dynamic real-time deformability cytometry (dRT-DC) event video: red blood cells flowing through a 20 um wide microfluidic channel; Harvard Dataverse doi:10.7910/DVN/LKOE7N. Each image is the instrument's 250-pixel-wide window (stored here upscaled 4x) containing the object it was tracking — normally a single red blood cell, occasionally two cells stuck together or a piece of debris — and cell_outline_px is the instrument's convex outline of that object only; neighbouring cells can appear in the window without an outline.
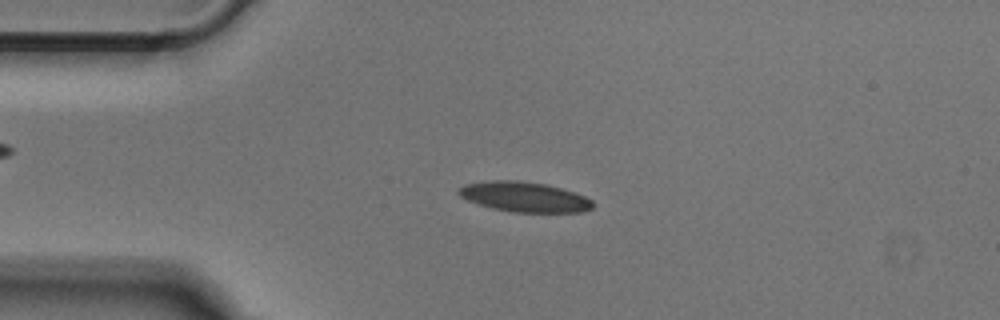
{"species": "Egyptian fruit bat (a non-hibernating species)", "species_latin": "Rousettus aegyptiacus", "temperature_condition": "cold", "stored_images_in_passage": 50, "camera_frame_rate_fps": 3000, "um_per_image_px": 0.085, "animal": {"sex": "male"}, "frame": {"image": 1, "passage_image": 11, "time_ms": 3.333, "image_size_px": [1000, 320], "cell_outline_px": [[596, 204], [592, 208], [584, 212], [512, 212], [492, 208], [468, 200], [460, 196], [456, 192], [456, 188], [464, 184], [488, 180], [516, 180], [544, 184], [560, 188], [584, 196], [592, 200]], "centroid_in_image_um": [44.54, 16.73], "position_along_channel_um": 40.5, "area_um2": 23.52}}
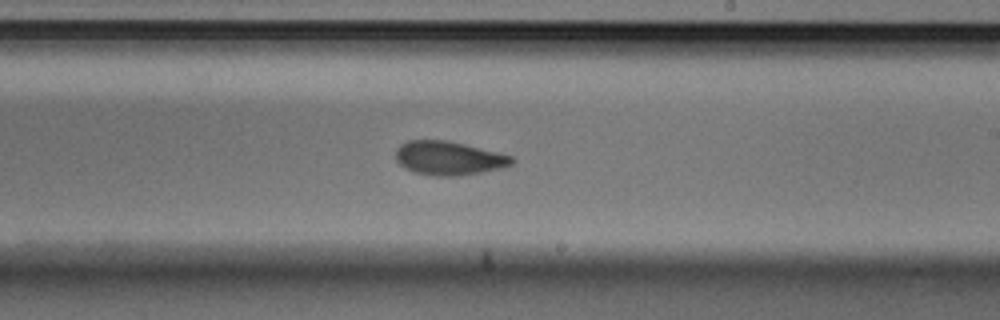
{"frame": {"image": 2, "passage_image": 29, "time_ms": 9.333, "image_size_px": [1000, 320], "cell_outline_px": [[516, 160], [512, 164], [504, 168], [460, 176], [436, 176], [416, 172], [404, 168], [396, 160], [396, 148], [400, 144], [408, 140], [448, 140], [512, 156]], "centroid_in_image_um": [38.15, 13.44], "position_along_channel_um": 250.9, "area_um2": 22.95}}
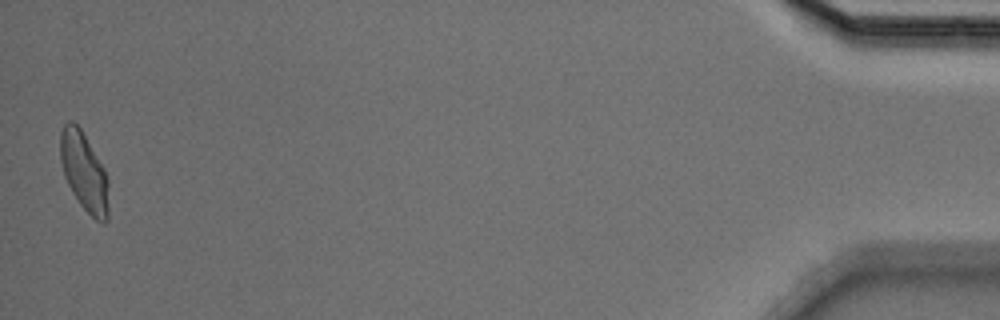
{"frame": {"image": 3, "passage_image": 50, "time_ms": 16.333, "image_size_px": [1000, 320], "cell_outline_px": [[108, 220], [104, 224], [96, 220], [80, 204], [72, 192], [64, 176], [60, 160], [60, 132], [64, 124], [68, 120], [72, 120], [80, 128], [104, 168], [108, 180]], "centroid_in_image_um": [7.14, 14.6], "position_along_channel_um": 428.1, "area_um2": 22.14}}